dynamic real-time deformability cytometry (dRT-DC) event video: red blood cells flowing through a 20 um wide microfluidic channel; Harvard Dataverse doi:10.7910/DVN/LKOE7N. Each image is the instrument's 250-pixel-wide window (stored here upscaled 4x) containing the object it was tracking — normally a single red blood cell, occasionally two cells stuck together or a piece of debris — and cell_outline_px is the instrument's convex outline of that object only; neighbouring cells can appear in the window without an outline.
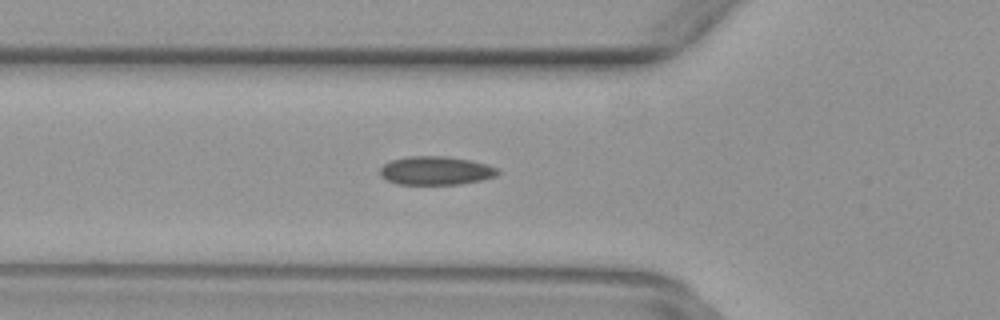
{"species": "common noctule bat (a hibernating species)", "species_latin": "Nyctalus noctula", "temperature_condition": "warm", "stored_images_in_passage": 35, "camera_frame_rate_fps": 3000, "um_per_image_px": 0.085, "animal": {"sex": "female", "body_mass_g": 29.2, "forearm_length_mm": 56.3}, "frame": {"image": 1, "passage_image": 2, "time_ms": 0.333, "image_size_px": [1000, 320], "cell_outline_px": [[500, 172], [496, 176], [480, 180], [460, 184], [400, 184], [388, 180], [380, 176], [380, 168], [384, 164], [392, 160], [408, 156], [444, 156], [472, 160], [496, 168]], "centroid_in_image_um": [37.03, 14.5], "position_along_channel_um": 88.8, "area_um2": 19.42}}
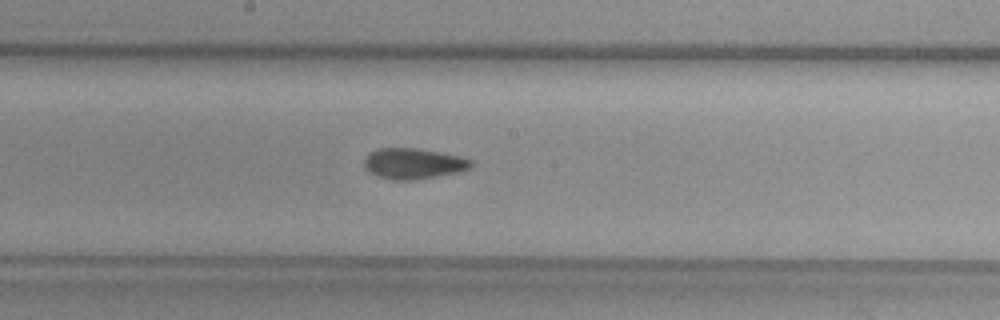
{"frame": {"image": 2, "passage_image": 11, "time_ms": 3.333, "image_size_px": [1000, 320], "cell_outline_px": [[476, 164], [472, 168], [456, 172], [436, 176], [412, 180], [392, 180], [368, 172], [364, 168], [364, 156], [368, 152], [376, 148], [416, 148], [440, 152], [460, 156], [472, 160]], "centroid_in_image_um": [35.12, 13.89], "position_along_channel_um": 213.1, "area_um2": 19.36}}
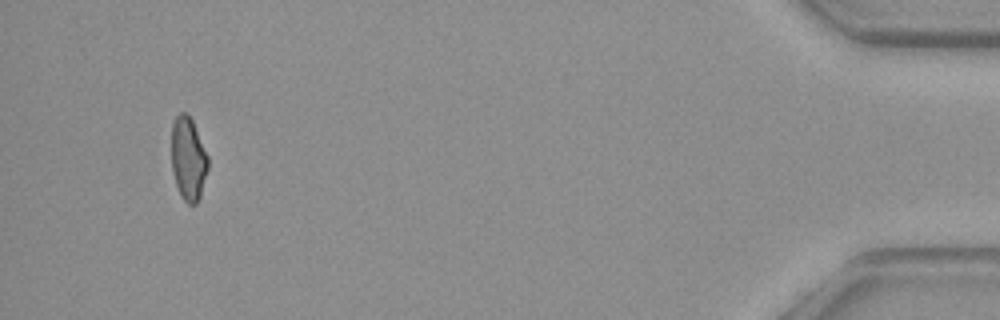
{"frame": {"image": 3, "passage_image": 32, "time_ms": 10.333, "image_size_px": [1000, 320], "cell_outline_px": [[208, 168], [200, 196], [196, 204], [188, 204], [184, 200], [176, 184], [172, 168], [172, 124], [176, 116], [180, 112], [184, 112], [192, 120], [208, 156]], "centroid_in_image_um": [16.0, 13.49], "position_along_channel_um": 419.2, "area_um2": 17.46}}